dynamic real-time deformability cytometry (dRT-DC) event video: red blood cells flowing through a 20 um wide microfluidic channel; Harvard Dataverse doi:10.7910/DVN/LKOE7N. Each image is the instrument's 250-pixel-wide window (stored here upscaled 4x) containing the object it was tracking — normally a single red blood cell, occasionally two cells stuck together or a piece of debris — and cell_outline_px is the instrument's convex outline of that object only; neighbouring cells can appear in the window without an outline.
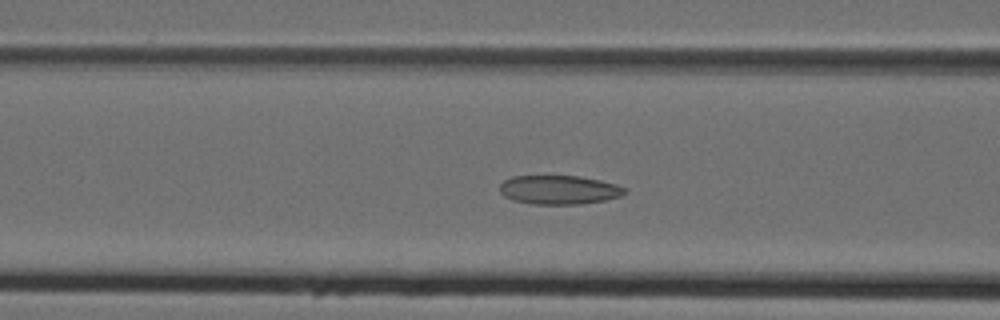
{"species": "Egyptian fruit bat (a non-hibernating species)", "species_latin": "Rousettus aegyptiacus", "temperature_condition": "cold", "stored_images_in_passage": 44, "camera_frame_rate_fps": 3000, "um_per_image_px": 0.085, "animal": {"sex": "female"}, "frame": {"image": 1, "passage_image": 14, "time_ms": 4.333, "image_size_px": [1000, 320], "cell_outline_px": [[628, 192], [620, 196], [604, 200], [580, 204], [532, 204], [512, 200], [504, 196], [500, 192], [500, 184], [504, 180], [512, 176], [580, 176], [600, 180], [616, 184], [628, 188]], "centroid_in_image_um": [47.53, 16.13], "position_along_channel_um": 119.1, "area_um2": 21.21}}
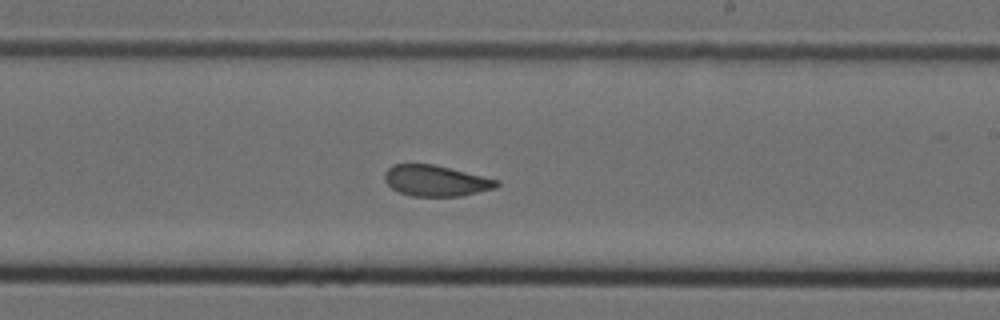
{"frame": {"image": 2, "passage_image": 24, "time_ms": 7.667, "image_size_px": [1000, 320], "cell_outline_px": [[500, 184], [496, 188], [464, 196], [412, 196], [400, 192], [392, 188], [384, 180], [384, 172], [392, 164], [432, 164], [500, 180]], "centroid_in_image_um": [37.06, 15.37], "position_along_channel_um": 251.9, "area_um2": 20.23}}
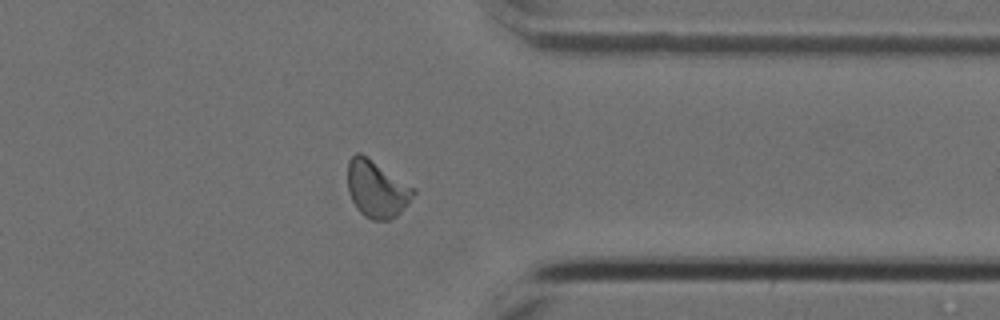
{"frame": {"image": 3, "passage_image": 34, "time_ms": 11.0, "image_size_px": [1000, 320], "cell_outline_px": [[416, 192], [408, 204], [396, 216], [388, 220], [372, 220], [364, 216], [356, 208], [348, 192], [348, 160], [356, 152], [360, 152], [416, 188]], "centroid_in_image_um": [32.02, 16.06], "position_along_channel_um": 379.4, "area_um2": 21.91}, "authors_computed_cell_mechanics": {"area_um2": 20.9236, "velocity_mm_per_s": 3.9943, "shape_relaxation_time_tau1_ms": null, "shape_relaxation_time_tau2_ms": 2.2967, "deformation_change_tau1": null, "deformation_change_tau2": 0.0863}}